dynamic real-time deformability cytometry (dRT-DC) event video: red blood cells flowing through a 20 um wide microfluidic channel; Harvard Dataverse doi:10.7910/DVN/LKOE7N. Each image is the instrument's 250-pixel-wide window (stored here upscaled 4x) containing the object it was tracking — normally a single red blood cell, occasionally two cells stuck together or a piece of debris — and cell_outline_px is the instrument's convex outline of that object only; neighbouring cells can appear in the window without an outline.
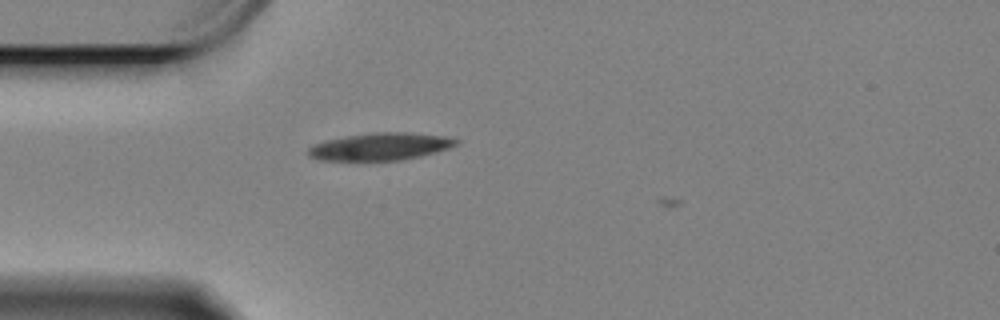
{"species": "Egyptian fruit bat (a non-hibernating species)", "species_latin": "Rousettus aegyptiacus", "temperature_condition": "cold", "stored_images_in_passage": 2, "camera_frame_rate_fps": 3000, "um_per_image_px": 0.085, "animal": {"sex": "female"}, "frame": {"image": 1, "passage_image": 1, "time_ms": 0.0, "image_size_px": [1000, 320], "cell_outline_px": [[460, 140], [456, 144], [448, 148], [436, 152], [420, 156], [400, 160], [320, 160], [308, 156], [308, 148], [312, 144], [324, 140], [372, 132], [412, 132], [448, 136]], "centroid_in_image_um": [32.33, 12.44], "position_along_channel_um": 52.7, "area_um2": 23.7}}